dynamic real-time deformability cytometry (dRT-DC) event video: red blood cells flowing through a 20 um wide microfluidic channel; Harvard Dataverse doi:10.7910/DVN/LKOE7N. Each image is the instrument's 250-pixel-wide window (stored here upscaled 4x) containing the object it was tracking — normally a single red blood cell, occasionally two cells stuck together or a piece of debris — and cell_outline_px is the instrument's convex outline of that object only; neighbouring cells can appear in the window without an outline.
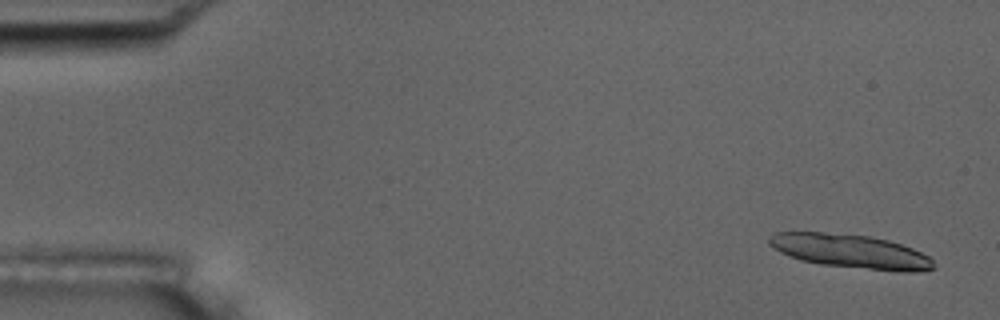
{"species": "common noctule bat (a hibernating species)", "species_latin": "Nyctalus noctula", "temperature_condition": "room temperature", "stored_images_in_passage": 4, "camera_frame_rate_fps": 3000, "um_per_image_px": 0.085, "animal": {"sex": "male", "body_mass_g": 17.5, "forearm_length_mm": 52.3}, "frame": {"image": 1, "passage_image": 1, "time_ms": 0.0, "image_size_px": [1000, 320], "cell_outline_px": [[936, 268], [908, 272], [896, 272], [820, 264], [800, 260], [780, 252], [768, 244], [768, 236], [776, 232], [824, 232], [868, 236], [888, 240], [912, 248], [928, 256], [932, 260]], "centroid_in_image_um": [72.27, 21.36], "position_along_channel_um": 12.7, "area_um2": 32.43}}